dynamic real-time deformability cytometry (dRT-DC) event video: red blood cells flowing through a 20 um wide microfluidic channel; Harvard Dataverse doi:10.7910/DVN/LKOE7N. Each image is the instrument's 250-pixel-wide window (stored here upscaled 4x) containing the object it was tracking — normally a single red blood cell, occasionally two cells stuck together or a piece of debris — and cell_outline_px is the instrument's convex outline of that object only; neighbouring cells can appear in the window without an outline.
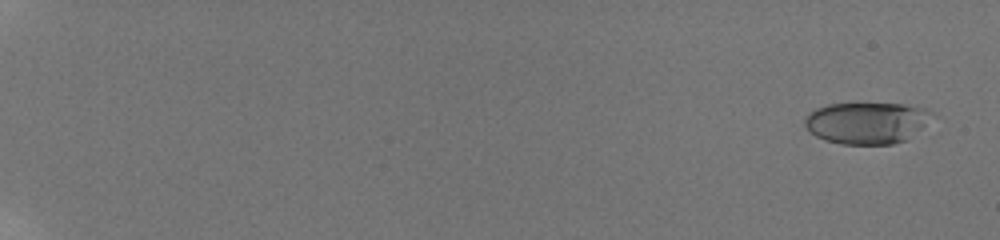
{"species": "human", "species_latin": "Homo sapiens", "temperature_condition": "room temperature", "stored_images_in_passage": 77, "camera_frame_rate_fps": 3000, "um_per_image_px": 0.085, "donor": {"sex": "male"}, "frame": {"image": 1, "passage_image": 3, "time_ms": 0.667, "image_size_px": [1000, 240], "cell_outline_px": [[932, 116], [920, 128], [904, 140], [892, 144], [844, 144], [824, 140], [816, 136], [804, 124], [804, 120], [808, 112], [816, 108], [828, 104], [904, 104], [924, 108], [932, 112]], "centroid_in_image_um": [73.62, 10.43], "position_along_channel_um": 11.4, "area_um2": 30.4}}
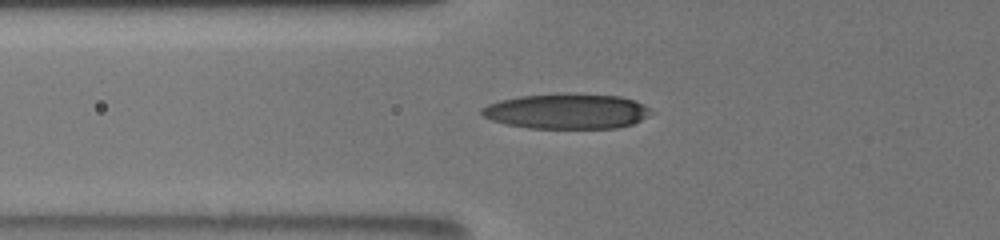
{"frame": {"image": 2, "passage_image": 26, "time_ms": 8.333, "image_size_px": [1000, 240], "cell_outline_px": [[656, 112], [632, 124], [616, 128], [528, 128], [508, 124], [492, 120], [484, 116], [480, 112], [480, 108], [488, 104], [500, 100], [520, 96], [620, 96], [636, 100], [644, 104]], "centroid_in_image_um": [48.22, 9.5], "position_along_channel_um": 77.6, "area_um2": 33.76}}
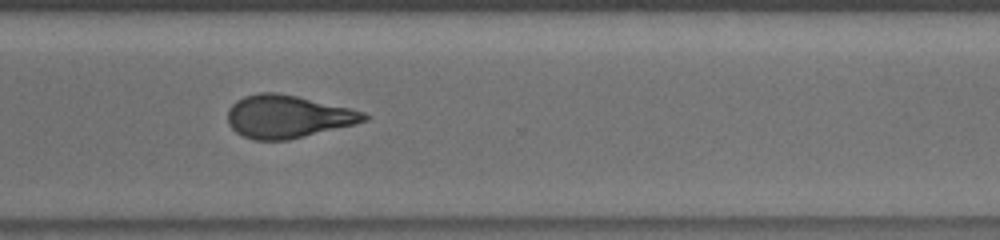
{"frame": {"image": 3, "passage_image": 58, "time_ms": 15.333, "image_size_px": [1000, 240], "cell_outline_px": [[368, 120], [356, 124], [288, 140], [256, 140], [244, 136], [236, 132], [228, 124], [228, 108], [236, 100], [244, 96], [260, 92], [276, 92], [296, 96], [348, 108], [364, 112], [368, 116]], "centroid_in_image_um": [24.43, 9.91], "position_along_channel_um": 346.2, "area_um2": 33.81}, "authors_computed_cell_mechanics": {"area_um2": 33.4084, "velocity_mm_per_s": 3.8816, "shape_relaxation_time_tau1_ms": 10.9854, "shape_relaxation_time_tau2_ms": 2.0623, "deformation_change_tau1": 0.2639, "deformation_change_tau2": 0.0952}}